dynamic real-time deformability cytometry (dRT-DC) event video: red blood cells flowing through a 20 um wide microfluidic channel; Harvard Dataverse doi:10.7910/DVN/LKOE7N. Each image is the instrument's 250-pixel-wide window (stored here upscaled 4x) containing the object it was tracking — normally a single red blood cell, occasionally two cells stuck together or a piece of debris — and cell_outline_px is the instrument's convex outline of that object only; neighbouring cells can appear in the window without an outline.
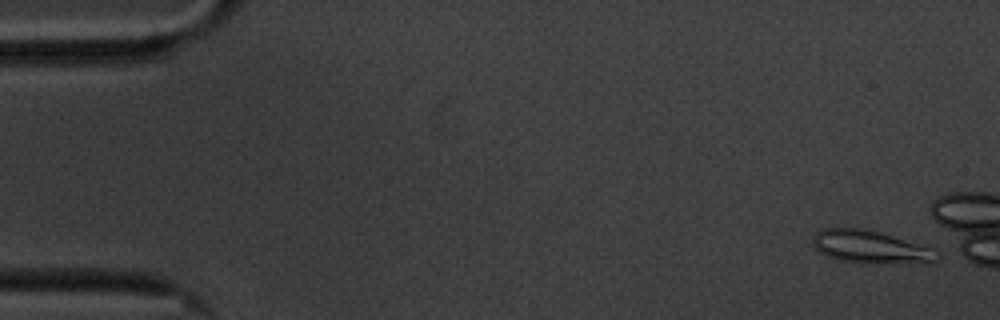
{"species": "common noctule bat (a hibernating species)", "species_latin": "Nyctalus noctula", "temperature_condition": "cold", "stored_images_in_passage": 50, "segment_of_instrument_passage": [1, 2], "camera_frame_rate_fps": 3000, "um_per_image_px": 0.085, "animal": {"sex": "male", "body_mass_g": 20.1, "forearm_length_mm": 53.5}, "frame": {"image": 1, "passage_image": 1, "time_ms": 0.0, "image_size_px": [1000, 320], "cell_outline_px": [[944, 252], [936, 260], [924, 264], [864, 264], [840, 260], [828, 256], [820, 252], [812, 244], [812, 236], [816, 232], [824, 228], [864, 228], [880, 232], [936, 248]], "centroid_in_image_um": [74.11, 21.02], "position_along_channel_um": 10.9, "area_um2": 24.68}}
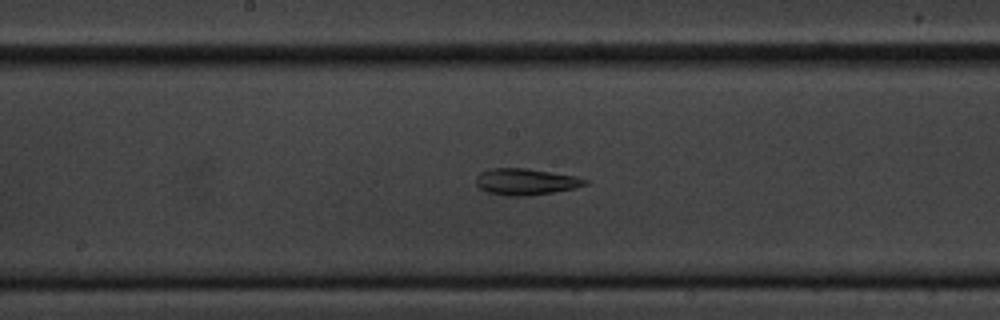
{"frame": {"image": 2, "passage_image": 29, "time_ms": 9.333, "image_size_px": [1000, 320], "cell_outline_px": [[588, 184], [576, 188], [528, 196], [508, 196], [488, 192], [480, 188], [476, 184], [476, 176], [480, 172], [488, 168], [528, 168], [576, 176], [588, 180]], "centroid_in_image_um": [44.68, 15.44], "position_along_channel_um": 203.5, "area_um2": 16.94}}
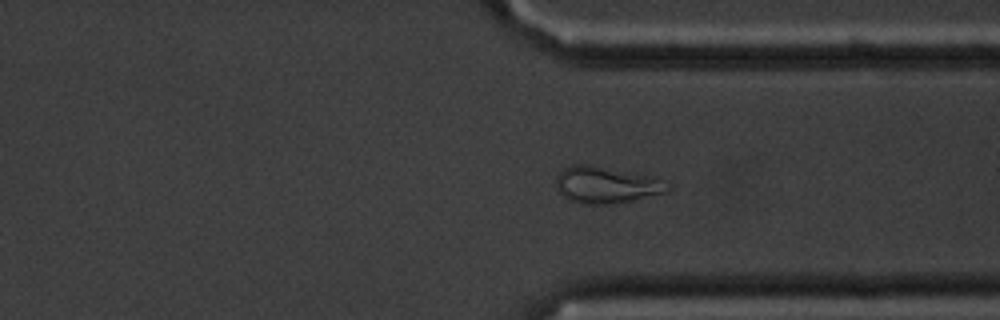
{"frame": {"image": 3, "passage_image": 43, "time_ms": 14.0, "image_size_px": [1000, 320], "cell_outline_px": [[672, 188], [668, 192], [632, 200], [608, 204], [580, 204], [568, 200], [556, 188], [556, 176], [564, 168], [572, 164], [592, 164], [652, 176], [672, 184]], "centroid_in_image_um": [51.55, 15.7], "position_along_channel_um": 359.9, "area_um2": 24.16}}